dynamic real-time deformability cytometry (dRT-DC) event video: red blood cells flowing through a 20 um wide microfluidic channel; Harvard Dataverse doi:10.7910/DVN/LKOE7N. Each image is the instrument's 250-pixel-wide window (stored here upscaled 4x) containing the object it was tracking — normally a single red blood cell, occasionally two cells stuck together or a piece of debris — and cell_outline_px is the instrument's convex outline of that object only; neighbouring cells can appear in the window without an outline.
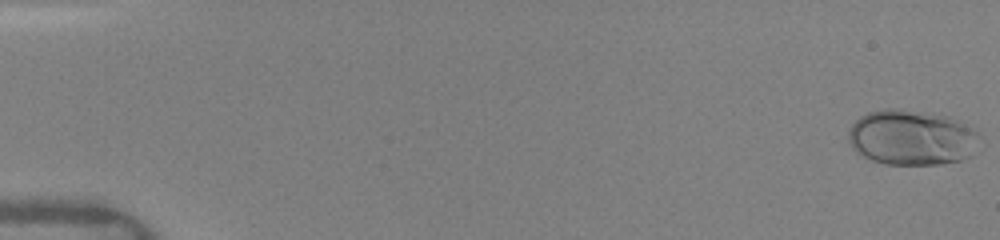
{"species": "human", "species_latin": "Homo sapiens", "temperature_condition": "warm", "stored_images_in_passage": 16, "camera_frame_rate_fps": 3000, "um_per_image_px": 0.085, "donor": {"sex": "female"}, "frame": {"image": 1, "passage_image": 1, "time_ms": 0.0, "image_size_px": [1000, 240], "cell_outline_px": [[976, 132], [972, 156], [960, 160], [944, 164], [884, 164], [872, 160], [856, 152], [852, 148], [848, 140], [848, 128], [860, 116], [868, 112], [884, 108], [900, 108], [944, 116]], "centroid_in_image_um": [77.37, 11.7], "position_along_channel_um": 7.6, "area_um2": 41.62}}
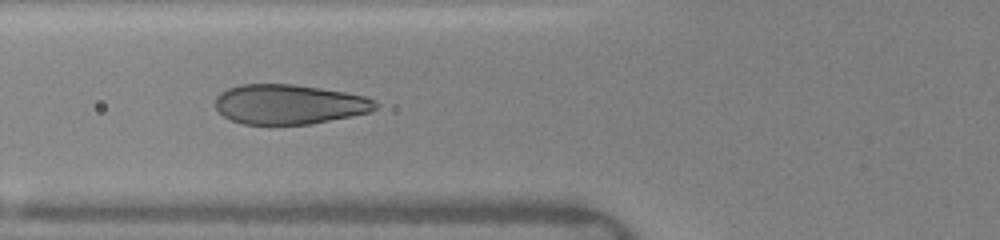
{"frame": {"image": 2, "passage_image": 7, "time_ms": 6.333, "image_size_px": [1000, 240], "cell_outline_px": [[380, 104], [372, 112], [352, 116], [308, 124], [244, 124], [232, 120], [224, 116], [216, 108], [216, 96], [220, 92], [228, 88], [240, 84], [292, 84], [320, 88], [344, 92], [364, 96]], "centroid_in_image_um": [24.58, 8.86], "position_along_channel_um": 101.2, "area_um2": 36.99}}
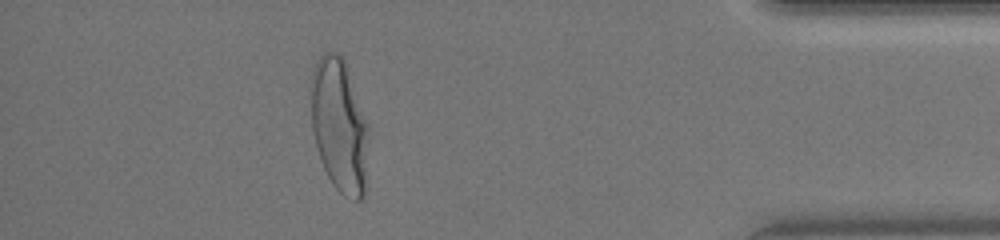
{"frame": {"image": 3, "passage_image": 15, "time_ms": 14.667, "image_size_px": [1000, 240], "cell_outline_px": [[368, 128], [364, 196], [360, 200], [356, 200], [344, 196], [332, 184], [320, 160], [312, 128], [312, 68], [316, 60], [324, 52], [340, 52], [344, 60], [368, 124]], "centroid_in_image_um": [28.84, 10.66], "position_along_channel_um": 406.4, "area_um2": 44.39}, "authors_computed_cell_mechanics": {"area_um2": 38.2058, "velocity_mm_per_s": 4.1283, "shape_relaxation_time_tau1_ms": 4.5939, "shape_relaxation_time_tau2_ms": null, "deformation_change_tau1": 0.199, "deformation_change_tau2": null}}